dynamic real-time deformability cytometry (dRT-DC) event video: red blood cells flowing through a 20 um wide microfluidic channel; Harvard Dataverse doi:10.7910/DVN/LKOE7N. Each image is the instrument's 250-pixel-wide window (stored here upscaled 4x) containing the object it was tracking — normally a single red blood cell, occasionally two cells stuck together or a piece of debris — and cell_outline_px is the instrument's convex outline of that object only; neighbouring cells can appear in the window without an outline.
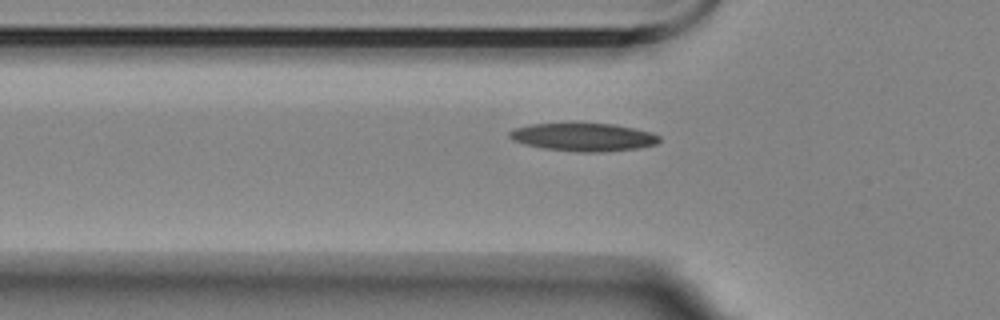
{"species": "Egyptian fruit bat (a non-hibernating species)", "species_latin": "Rousettus aegyptiacus", "temperature_condition": "room temperature", "stored_images_in_passage": 3, "camera_frame_rate_fps": 3000, "um_per_image_px": 0.085, "animal": {"sex": "female"}, "frame": {"image": 1, "passage_image": 3, "time_ms": 2.0, "image_size_px": [1000, 320], "cell_outline_px": [[660, 140], [656, 144], [636, 148], [600, 152], [580, 152], [544, 148], [524, 144], [512, 140], [508, 136], [508, 132], [516, 128], [532, 124], [616, 124], [636, 128], [652, 132], [660, 136]], "centroid_in_image_um": [49.61, 11.65], "position_along_channel_um": 76.2, "area_um2": 24.28}}